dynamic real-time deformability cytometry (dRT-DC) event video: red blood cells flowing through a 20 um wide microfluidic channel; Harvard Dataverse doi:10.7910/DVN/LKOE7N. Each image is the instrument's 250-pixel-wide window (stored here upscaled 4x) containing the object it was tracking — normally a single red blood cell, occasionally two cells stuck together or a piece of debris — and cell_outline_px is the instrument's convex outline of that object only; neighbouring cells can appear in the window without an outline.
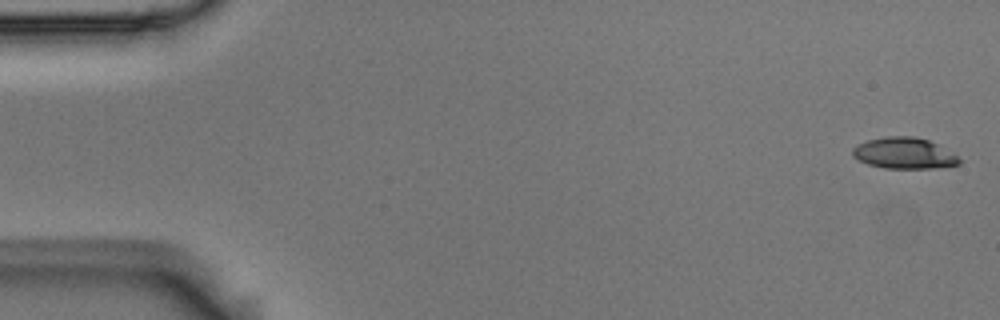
{"species": "Egyptian fruit bat (a non-hibernating species)", "species_latin": "Rousettus aegyptiacus", "temperature_condition": "room temperature", "stored_images_in_passage": 5, "camera_frame_rate_fps": 3000, "um_per_image_px": 0.085, "animal": {"sex": "male"}, "frame": {"image": 1, "passage_image": 1, "time_ms": 0.0, "image_size_px": [1000, 320], "cell_outline_px": [[964, 160], [960, 164], [936, 168], [884, 168], [868, 164], [852, 156], [852, 148], [856, 144], [868, 140], [884, 136], [916, 136], [928, 140], [936, 144]], "centroid_in_image_um": [76.84, 13.02], "position_along_channel_um": 8.2, "area_um2": 19.42}}
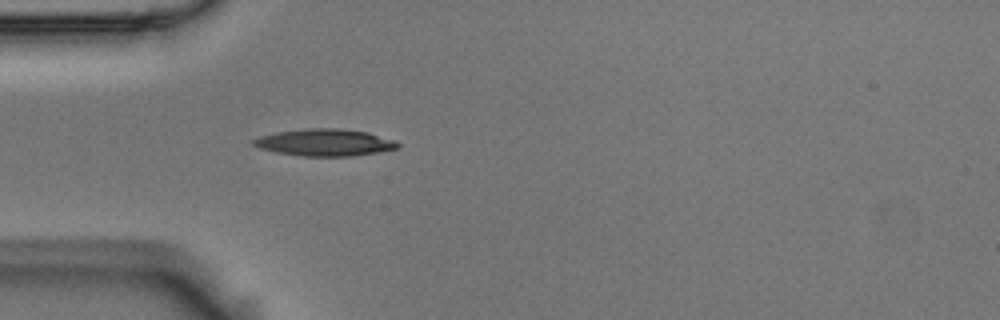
{"frame": {"image": 2, "passage_image": 5, "time_ms": 1.333, "image_size_px": [1000, 320], "cell_outline_px": [[400, 148], [352, 156], [304, 156], [276, 152], [260, 148], [252, 144], [252, 140], [260, 136], [276, 132], [304, 128], [340, 128], [368, 132], [396, 140], [400, 144]], "centroid_in_image_um": [27.63, 12.1], "position_along_channel_um": 57.4, "area_um2": 22.77}}